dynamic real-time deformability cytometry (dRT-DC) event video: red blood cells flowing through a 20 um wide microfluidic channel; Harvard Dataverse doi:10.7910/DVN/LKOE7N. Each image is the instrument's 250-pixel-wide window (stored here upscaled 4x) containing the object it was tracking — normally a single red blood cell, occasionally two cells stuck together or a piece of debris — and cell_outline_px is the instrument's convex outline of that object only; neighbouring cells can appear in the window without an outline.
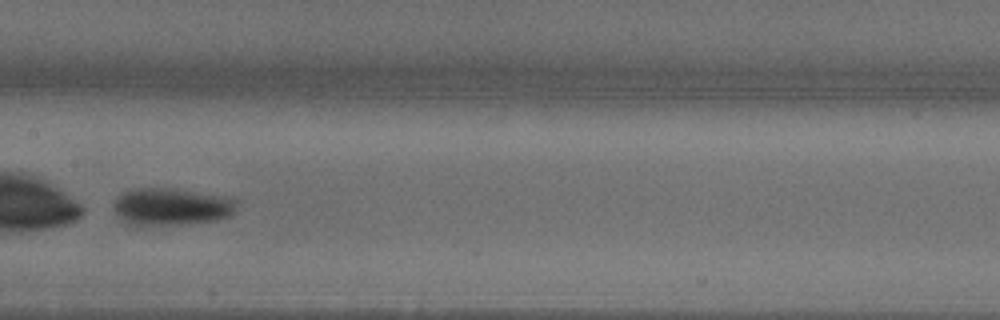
{"species": "common noctule bat (a hibernating species)", "species_latin": "Nyctalus noctula", "temperature_condition": "warm", "stored_images_in_passage": 34, "camera_frame_rate_fps": 3000, "um_per_image_px": 0.085, "animal": {"sex": "male", "body_mass_g": 18.8}, "frame": {"image": 1, "passage_image": 18, "time_ms": 5.667, "image_size_px": [1000, 320], "cell_outline_px": [[236, 208], [228, 216], [212, 220], [180, 224], [128, 224], [116, 212], [116, 200], [124, 192], [140, 188], [160, 188], [192, 192], [216, 196], [236, 200]], "centroid_in_image_um": [14.55, 17.57], "position_along_channel_um": 192.9, "area_um2": 25.2}}
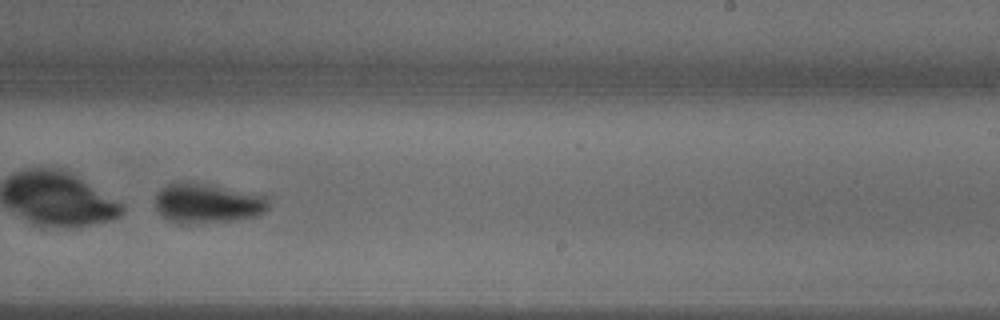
{"frame": {"image": 2, "passage_image": 22, "time_ms": 7.0, "image_size_px": [1000, 320], "cell_outline_px": [[268, 208], [264, 212], [256, 216], [232, 220], [168, 220], [156, 208], [156, 192], [160, 188], [168, 184], [192, 180], [268, 196]], "centroid_in_image_um": [17.66, 17.19], "position_along_channel_um": 271.3, "area_um2": 25.49}}